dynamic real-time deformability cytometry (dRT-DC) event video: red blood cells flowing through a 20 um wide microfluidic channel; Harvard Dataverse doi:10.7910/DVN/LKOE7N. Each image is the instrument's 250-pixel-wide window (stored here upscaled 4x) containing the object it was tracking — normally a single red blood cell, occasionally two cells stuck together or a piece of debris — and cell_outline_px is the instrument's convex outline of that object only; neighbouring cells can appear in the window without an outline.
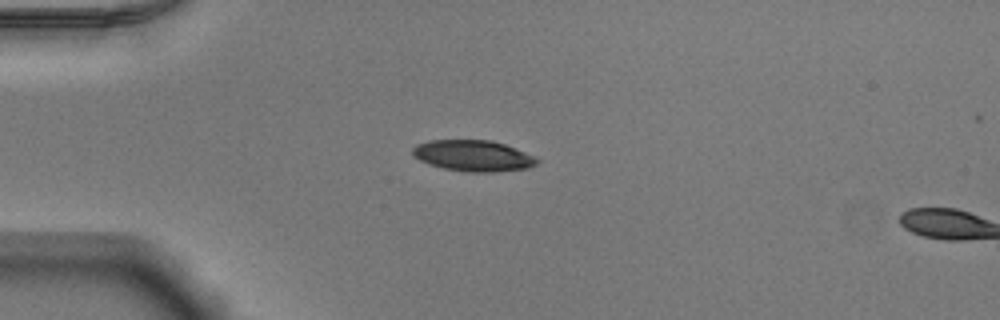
{"species": "Egyptian fruit bat (a non-hibernating species)", "species_latin": "Rousettus aegyptiacus", "temperature_condition": "warm", "stored_images_in_passage": 15, "camera_frame_rate_fps": 3000, "um_per_image_px": 0.085, "animal": {"sex": "male"}, "frame": {"image": 1, "passage_image": 13, "time_ms": 4.0, "image_size_px": [1000, 320], "cell_outline_px": [[540, 160], [536, 164], [528, 168], [492, 172], [468, 172], [444, 168], [428, 164], [412, 156], [412, 148], [416, 144], [428, 140], [492, 140], [504, 144], [536, 156]], "centroid_in_image_um": [40.21, 13.23], "position_along_channel_um": 44.8, "area_um2": 22.66}}